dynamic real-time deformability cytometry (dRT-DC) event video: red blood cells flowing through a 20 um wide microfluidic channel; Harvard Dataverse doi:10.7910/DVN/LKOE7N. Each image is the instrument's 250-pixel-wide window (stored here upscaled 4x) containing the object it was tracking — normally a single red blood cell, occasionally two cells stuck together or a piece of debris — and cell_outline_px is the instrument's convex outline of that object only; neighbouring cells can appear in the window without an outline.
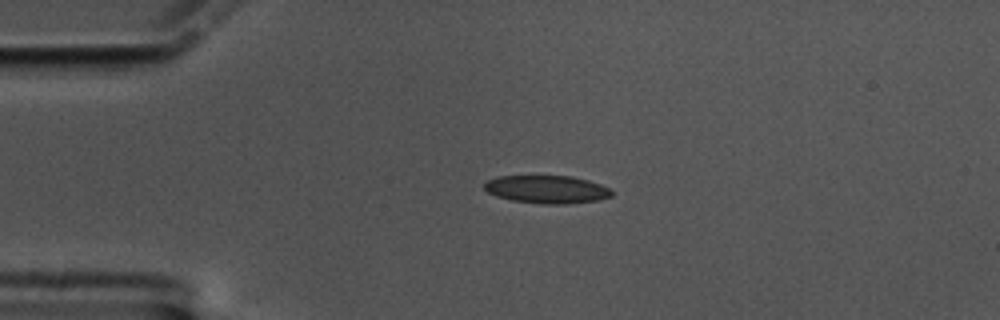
{"species": "common noctule bat (a hibernating species)", "species_latin": "Nyctalus noctula", "temperature_condition": "cold", "stored_images_in_passage": 39, "camera_frame_rate_fps": 3000, "um_per_image_px": 0.085, "animal": {"sex": "male", "body_mass_g": 17.5, "forearm_length_mm": 52.3}, "frame": {"image": 1, "passage_image": 1, "time_ms": 0.0, "image_size_px": [1000, 320], "cell_outline_px": [[612, 196], [600, 200], [568, 204], [544, 204], [512, 200], [496, 196], [488, 192], [484, 188], [484, 184], [488, 180], [496, 176], [572, 176], [588, 180], [612, 188]], "centroid_in_image_um": [46.52, 16.1], "position_along_channel_um": 38.5, "area_um2": 20.87}}
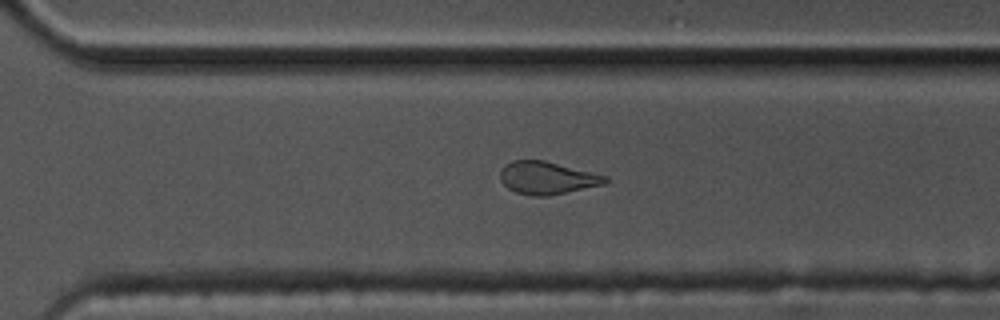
{"frame": {"image": 2, "passage_image": 29, "time_ms": 9.333, "image_size_px": [1000, 320], "cell_outline_px": [[608, 180], [604, 184], [548, 196], [532, 196], [516, 192], [508, 188], [500, 180], [500, 168], [504, 164], [512, 160], [544, 160], [608, 176]], "centroid_in_image_um": [46.47, 15.11], "position_along_channel_um": 324.1, "area_um2": 20.0}}
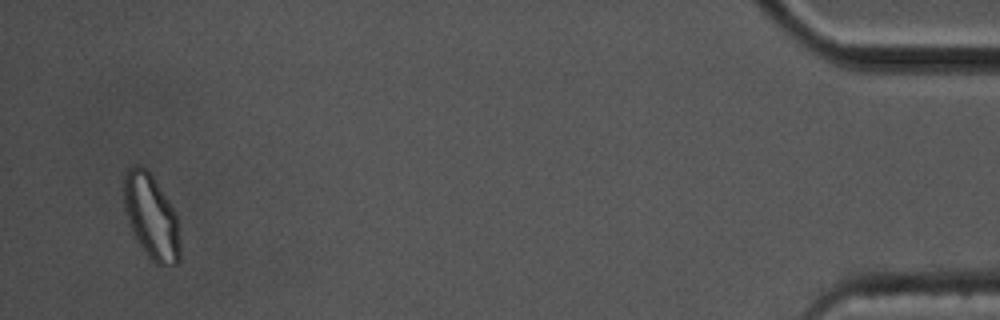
{"frame": {"image": 3, "passage_image": 37, "time_ms": 12.0, "image_size_px": [1000, 320], "cell_outline_px": [[180, 260], [176, 264], [156, 264], [148, 256], [132, 232], [124, 208], [124, 176], [128, 168], [132, 164], [140, 164], [152, 176], [176, 212], [180, 244]], "centroid_in_image_um": [12.85, 18.4], "position_along_channel_um": 422.3, "area_um2": 27.46}, "authors_computed_cell_mechanics": {"area_um2": 20.519, "velocity_mm_per_s": 3.3683, "shape_relaxation_time_tau1_ms": 4.0029, "shape_relaxation_time_tau2_ms": 1.8273, "deformation_change_tau1": 0.1386, "deformation_change_tau2": 0.098}}